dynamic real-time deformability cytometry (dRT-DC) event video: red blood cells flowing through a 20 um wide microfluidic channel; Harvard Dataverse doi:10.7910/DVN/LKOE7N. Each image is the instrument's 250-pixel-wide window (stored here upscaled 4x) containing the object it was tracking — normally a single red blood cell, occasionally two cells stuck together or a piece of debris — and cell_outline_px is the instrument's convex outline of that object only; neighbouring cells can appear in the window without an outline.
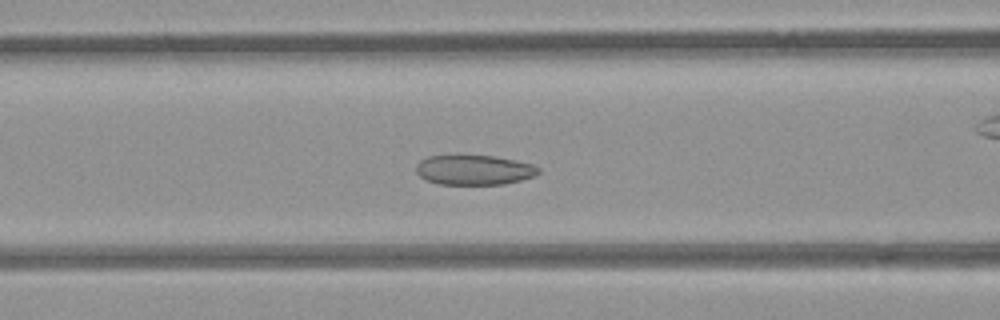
{"species": "common noctule bat (a hibernating species)", "species_latin": "Nyctalus noctula", "temperature_condition": "room temperature", "stored_images_in_passage": 55, "camera_frame_rate_fps": 3000, "um_per_image_px": 0.085, "animal": {"sex": "female", "body_mass_g": 21.9}, "frame": {"image": 1, "passage_image": 22, "time_ms": 7.0, "image_size_px": [1000, 320], "cell_outline_px": [[540, 172], [532, 176], [520, 180], [504, 184], [436, 184], [420, 176], [416, 172], [416, 164], [420, 160], [428, 156], [496, 156], [516, 160], [532, 164], [540, 168]], "centroid_in_image_um": [40.29, 14.44], "position_along_channel_um": 126.3, "area_um2": 21.15}}
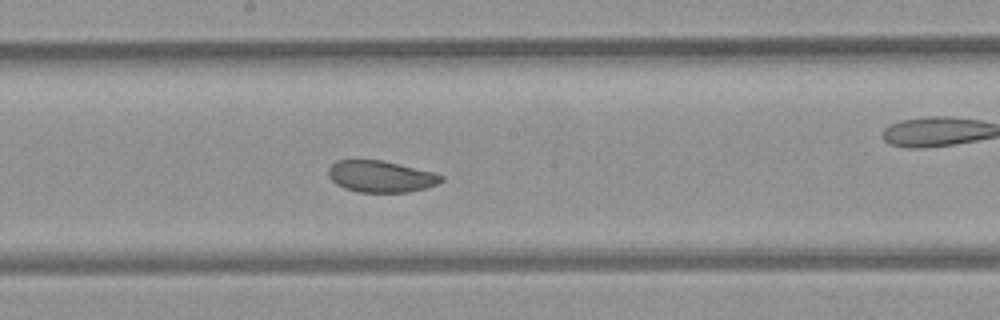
{"frame": {"image": 2, "passage_image": 29, "time_ms": 9.333, "image_size_px": [1000, 320], "cell_outline_px": [[444, 180], [436, 184], [424, 188], [408, 192], [360, 192], [344, 188], [336, 184], [328, 176], [328, 168], [336, 160], [380, 160], [432, 172], [444, 176]], "centroid_in_image_um": [32.33, 15.0], "position_along_channel_um": 215.9, "area_um2": 20.52}}
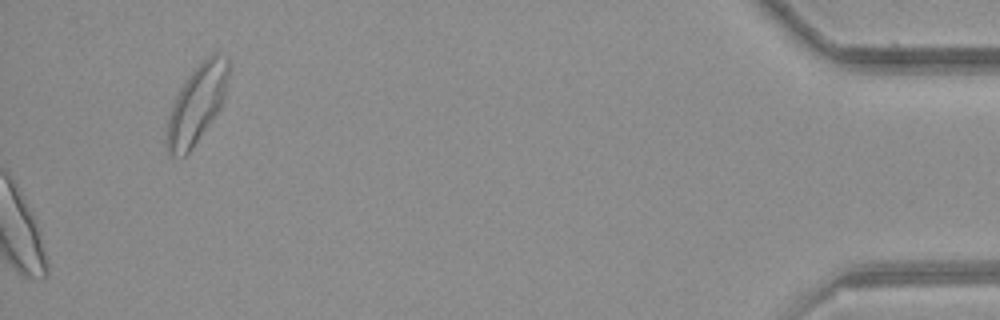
{"frame": {"image": 3, "passage_image": 55, "time_ms": 18.0, "image_size_px": [1000, 320], "cell_outline_px": [[228, 76], [224, 100], [220, 108], [192, 148], [184, 156], [172, 156], [168, 152], [164, 140], [168, 120], [172, 104], [180, 88], [188, 76], [212, 52], [216, 52], [228, 56]], "centroid_in_image_um": [16.72, 8.85], "position_along_channel_um": 418.5, "area_um2": 27.86}, "authors_computed_cell_mechanics": {"area_um2": 24.2182, "velocity_mm_per_s": 3.8238, "shape_relaxation_time_tau1_ms": 7.4272, "shape_relaxation_time_tau2_ms": 3.7169, "deformation_change_tau1": 0.0987, "deformation_change_tau2": 0.0851}}